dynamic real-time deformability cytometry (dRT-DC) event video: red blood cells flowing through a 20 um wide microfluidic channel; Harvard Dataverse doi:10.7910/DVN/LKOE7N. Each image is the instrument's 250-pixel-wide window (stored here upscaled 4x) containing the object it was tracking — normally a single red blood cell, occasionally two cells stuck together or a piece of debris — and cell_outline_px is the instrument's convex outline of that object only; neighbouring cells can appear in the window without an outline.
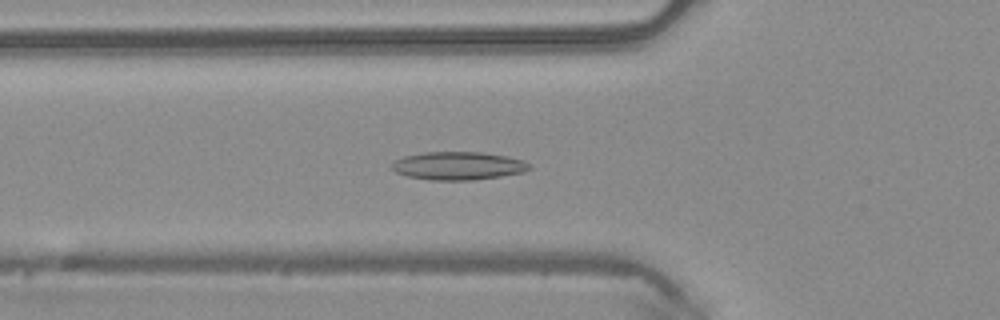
{"species": "common noctule bat (a hibernating species)", "species_latin": "Nyctalus noctula", "temperature_condition": "warm", "stored_images_in_passage": 49, "camera_frame_rate_fps": 3000, "um_per_image_px": 0.085, "animal": {"sex": "male", "body_mass_g": 20.4}, "frame": {"image": 1, "passage_image": 17, "time_ms": 5.333, "image_size_px": [1000, 320], "cell_outline_px": [[532, 168], [524, 172], [500, 176], [472, 180], [432, 180], [408, 176], [396, 172], [392, 168], [392, 164], [396, 160], [404, 156], [424, 152], [480, 152], [508, 156], [524, 160], [532, 164]], "centroid_in_image_um": [39.0, 14.09], "position_along_channel_um": 86.8, "area_um2": 22.54}}
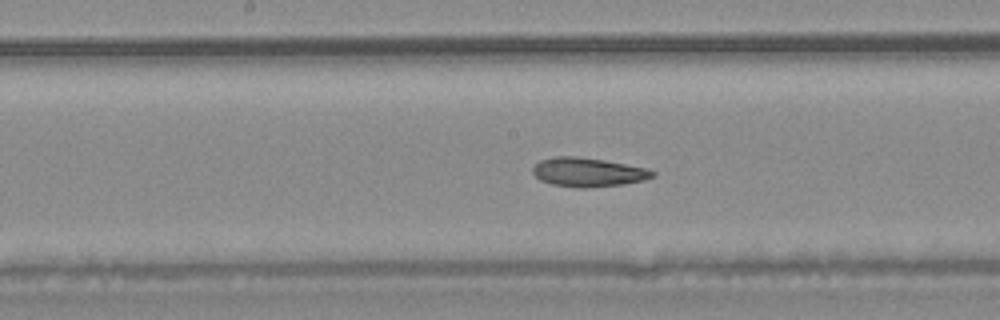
{"frame": {"image": 2, "passage_image": 25, "time_ms": 8.0, "image_size_px": [1000, 320], "cell_outline_px": [[656, 176], [644, 180], [624, 184], [588, 188], [576, 188], [552, 184], [540, 180], [532, 172], [532, 168], [540, 160], [556, 156], [576, 156], [604, 160], [648, 168], [656, 172]], "centroid_in_image_um": [50.01, 14.64], "position_along_channel_um": 198.2, "area_um2": 20.4}}
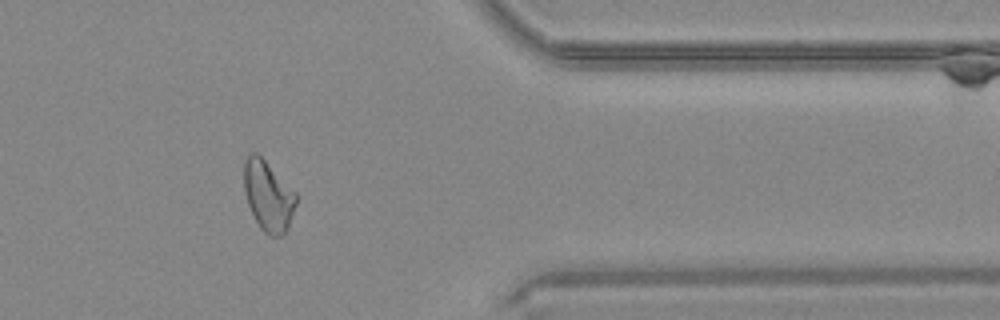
{"frame": {"image": 3, "passage_image": 40, "time_ms": 13.0, "image_size_px": [1000, 320], "cell_outline_px": [[296, 204], [288, 228], [280, 236], [268, 236], [260, 228], [248, 204], [244, 192], [244, 160], [248, 152], [256, 152], [296, 192]], "centroid_in_image_um": [22.78, 16.64], "position_along_channel_um": 388.6, "area_um2": 21.21}, "authors_computed_cell_mechanics": {"area_um2": 21.7906, "velocity_mm_per_s": 4.1551, "shape_relaxation_time_tau1_ms": null, "shape_relaxation_time_tau2_ms": 4.8889, "deformation_change_tau1": null, "deformation_change_tau2": 0.1163}}